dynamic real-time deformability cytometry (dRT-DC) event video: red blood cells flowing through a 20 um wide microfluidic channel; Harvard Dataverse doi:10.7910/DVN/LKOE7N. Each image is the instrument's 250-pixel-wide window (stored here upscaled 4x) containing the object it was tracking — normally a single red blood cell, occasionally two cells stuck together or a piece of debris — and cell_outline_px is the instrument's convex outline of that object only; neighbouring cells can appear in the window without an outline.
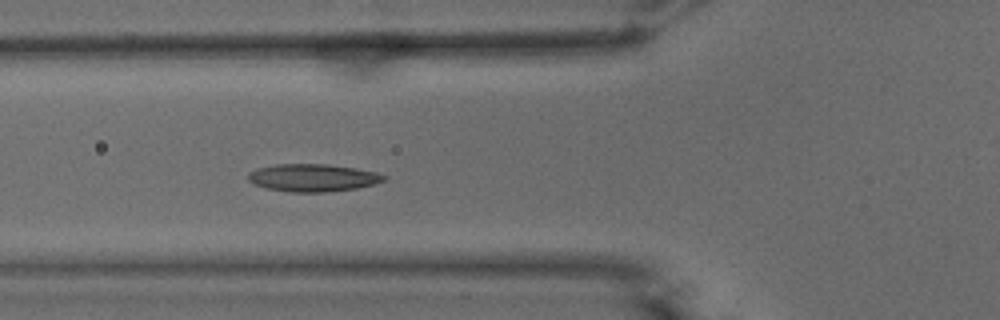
{"species": "common noctule bat (a hibernating species)", "species_latin": "Nyctalus noctula", "temperature_condition": "warm", "stored_images_in_passage": 49, "camera_frame_rate_fps": 3000, "um_per_image_px": 0.085, "animal": {"sex": "male", "body_mass_g": 15.6}, "frame": {"image": 1, "passage_image": 15, "time_ms": 4.667, "image_size_px": [1000, 320], "cell_outline_px": [[388, 176], [384, 180], [372, 184], [356, 188], [324, 192], [292, 192], [268, 188], [256, 184], [248, 180], [248, 172], [256, 168], [276, 164], [324, 164], [356, 168], [376, 172]], "centroid_in_image_um": [26.58, 15.1], "position_along_channel_um": 99.2, "area_um2": 21.62}}
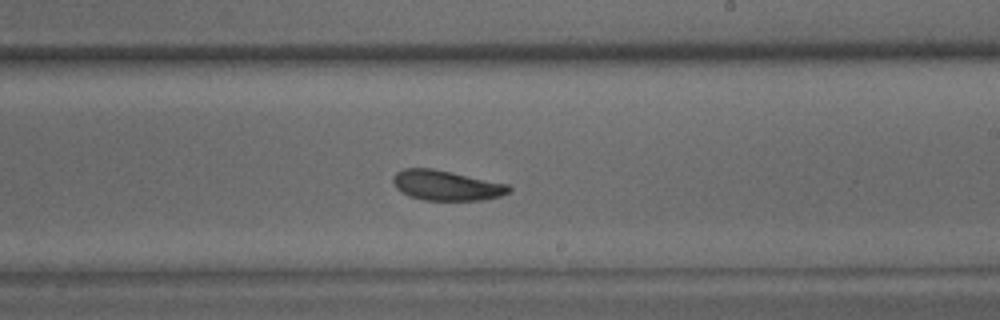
{"frame": {"image": 2, "passage_image": 27, "time_ms": 8.667, "image_size_px": [1000, 320], "cell_outline_px": [[512, 192], [500, 196], [484, 200], [424, 200], [408, 196], [400, 192], [396, 188], [392, 180], [392, 176], [396, 172], [404, 168], [432, 168], [452, 172], [508, 184], [512, 188]], "centroid_in_image_um": [37.93, 15.76], "position_along_channel_um": 251.1, "area_um2": 20.52}}
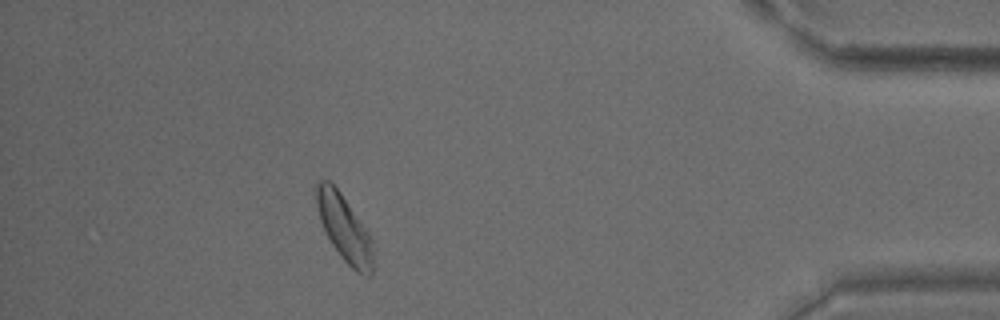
{"frame": {"image": 3, "passage_image": 43, "time_ms": 14.0, "image_size_px": [1000, 320], "cell_outline_px": [[372, 276], [364, 276], [356, 272], [344, 260], [332, 244], [320, 220], [312, 188], [316, 180], [328, 180], [340, 192], [372, 236]], "centroid_in_image_um": [29.24, 19.35], "position_along_channel_um": 406.0, "area_um2": 22.08}, "authors_computed_cell_mechanics": {"area_um2": 21.097, "velocity_mm_per_s": 3.7903, "shape_relaxation_time_tau1_ms": 4.6468, "shape_relaxation_time_tau2_ms": 4.8001, "deformation_change_tau1": 0.147, "deformation_change_tau2": 0.1079}}